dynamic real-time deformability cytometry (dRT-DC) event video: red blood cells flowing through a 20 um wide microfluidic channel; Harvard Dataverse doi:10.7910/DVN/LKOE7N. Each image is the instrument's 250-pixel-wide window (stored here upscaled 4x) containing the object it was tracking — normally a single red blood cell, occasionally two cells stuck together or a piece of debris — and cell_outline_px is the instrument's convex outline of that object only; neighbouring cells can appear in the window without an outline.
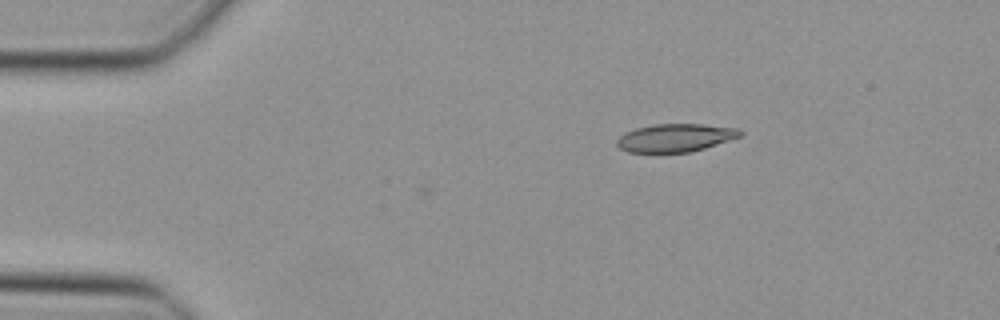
{"species": "Egyptian fruit bat (a non-hibernating species)", "species_latin": "Rousettus aegyptiacus", "temperature_condition": "cold", "stored_images_in_passage": 4, "camera_frame_rate_fps": 3000, "um_per_image_px": 0.085, "animal": {"sex": "female"}, "frame": {"image": 1, "passage_image": 4, "time_ms": 1.0, "image_size_px": [1000, 320], "cell_outline_px": [[744, 132], [740, 136], [704, 148], [688, 152], [628, 152], [620, 148], [616, 144], [616, 140], [624, 132], [636, 128], [656, 124], [704, 124], [736, 128]], "centroid_in_image_um": [57.37, 11.7], "position_along_channel_um": 27.6, "area_um2": 19.94}}